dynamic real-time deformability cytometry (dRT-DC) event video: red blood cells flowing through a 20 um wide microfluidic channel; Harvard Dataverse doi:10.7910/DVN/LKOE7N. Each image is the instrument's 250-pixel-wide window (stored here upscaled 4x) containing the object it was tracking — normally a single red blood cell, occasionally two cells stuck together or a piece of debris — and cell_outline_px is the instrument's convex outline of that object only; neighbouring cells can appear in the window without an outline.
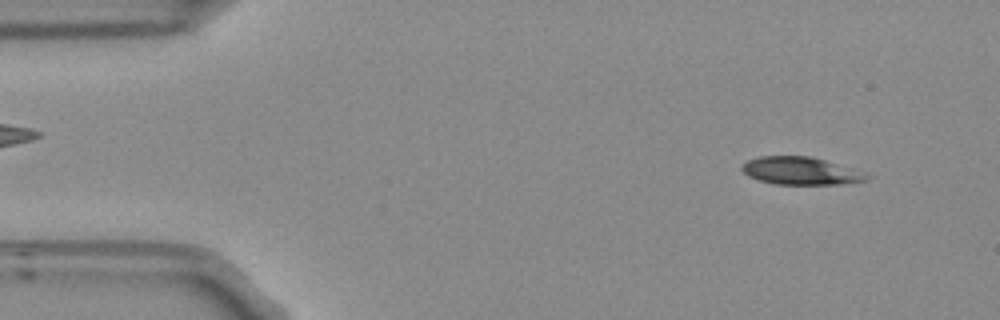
{"species": "Egyptian fruit bat (a non-hibernating species)", "species_latin": "Rousettus aegyptiacus", "temperature_condition": "room temperature", "stored_images_in_passage": 7, "camera_frame_rate_fps": 3000, "um_per_image_px": 0.085, "frame": {"image": 1, "passage_image": 2, "time_ms": 0.333, "image_size_px": [1000, 320], "cell_outline_px": [[872, 176], [868, 180], [844, 184], [776, 184], [760, 180], [748, 176], [740, 168], [748, 160], [760, 156], [808, 156], [824, 160]], "centroid_in_image_um": [68.03, 14.53], "position_along_channel_um": 17.0, "area_um2": 19.71}}
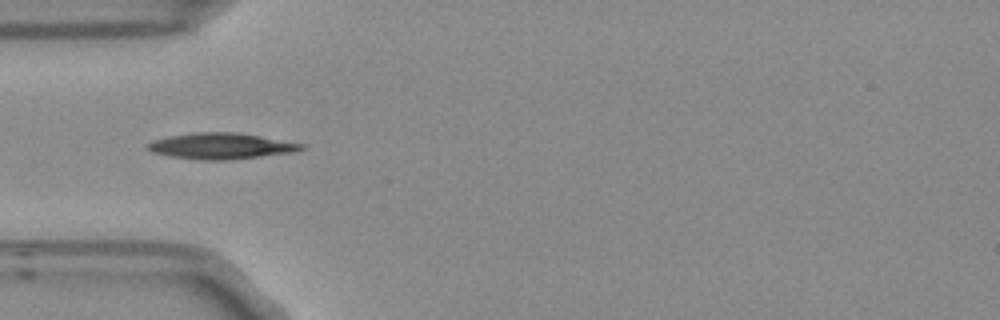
{"frame": {"image": 2, "passage_image": 5, "time_ms": 1.333, "image_size_px": [1000, 320], "cell_outline_px": [[308, 148], [292, 152], [260, 156], [220, 160], [204, 160], [172, 156], [152, 152], [148, 148], [148, 144], [152, 140], [168, 136], [196, 132], [240, 132], [304, 144]], "centroid_in_image_um": [18.81, 12.39], "position_along_channel_um": 66.2, "area_um2": 23.06}}